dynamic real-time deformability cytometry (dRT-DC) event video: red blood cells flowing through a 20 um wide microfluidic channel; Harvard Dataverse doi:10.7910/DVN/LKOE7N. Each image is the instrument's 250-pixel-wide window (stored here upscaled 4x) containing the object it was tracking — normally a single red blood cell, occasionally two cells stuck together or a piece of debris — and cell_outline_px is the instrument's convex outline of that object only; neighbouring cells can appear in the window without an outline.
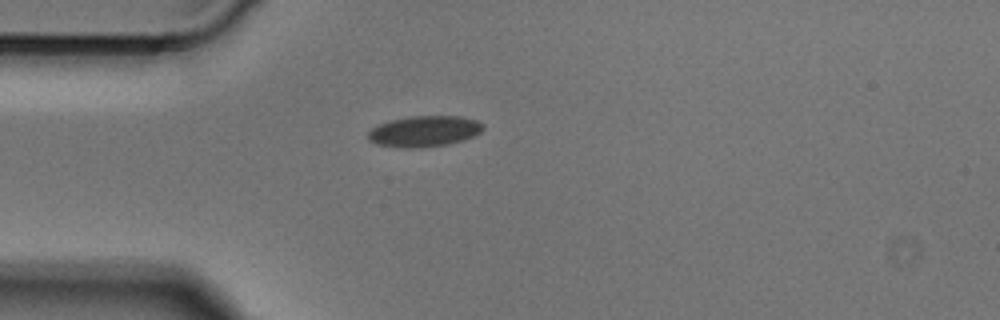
{"species": "Egyptian fruit bat (a non-hibernating species)", "species_latin": "Rousettus aegyptiacus", "temperature_condition": "cold", "stored_images_in_passage": 38, "camera_frame_rate_fps": 3000, "um_per_image_px": 0.085, "animal": {"sex": "male"}, "frame": {"image": 1, "passage_image": 1, "time_ms": 0.0, "image_size_px": [1000, 320], "cell_outline_px": [[484, 128], [476, 136], [448, 144], [424, 148], [400, 148], [376, 144], [368, 140], [368, 132], [372, 128], [380, 124], [392, 120], [412, 116], [460, 116], [476, 120], [484, 124]], "centroid_in_image_um": [36.08, 11.17], "position_along_channel_um": 48.9, "area_um2": 20.87}}
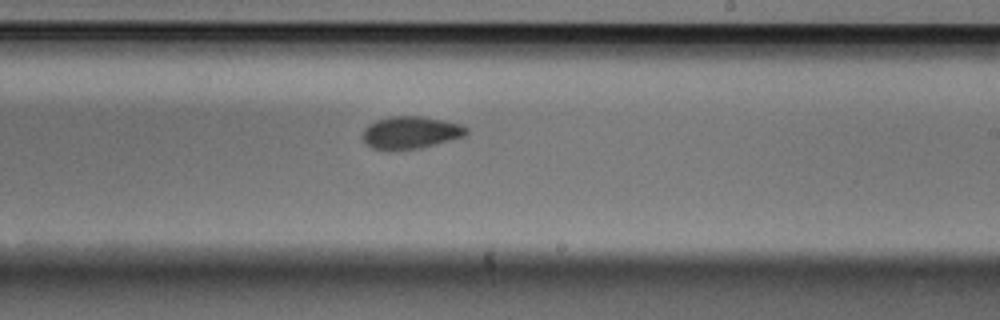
{"frame": {"image": 2, "passage_image": 17, "time_ms": 5.333, "image_size_px": [1000, 320], "cell_outline_px": [[468, 132], [464, 136], [436, 144], [420, 148], [388, 152], [372, 148], [364, 144], [364, 128], [368, 124], [376, 120], [392, 116], [420, 116], [444, 120], [460, 124], [468, 128]], "centroid_in_image_um": [34.87, 11.29], "position_along_channel_um": 254.1, "area_um2": 19.88}}
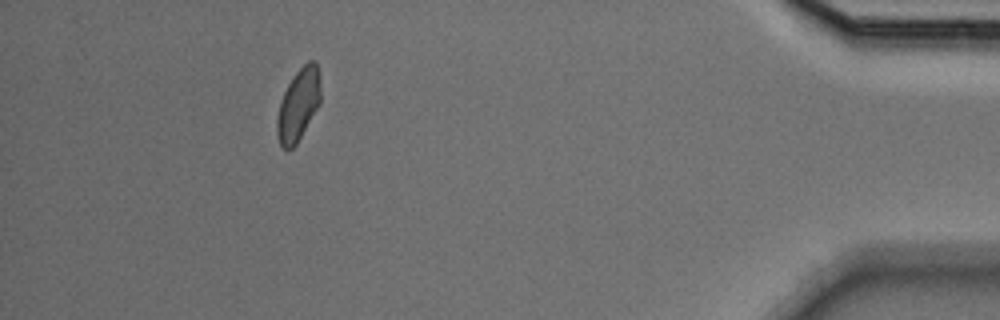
{"frame": {"image": 3, "passage_image": 33, "time_ms": 10.667, "image_size_px": [1000, 320], "cell_outline_px": [[320, 104], [296, 144], [292, 148], [284, 148], [280, 144], [276, 132], [276, 120], [280, 100], [292, 76], [308, 60], [316, 60], [320, 88]], "centroid_in_image_um": [25.35, 8.89], "position_along_channel_um": 409.9, "area_um2": 18.21}}